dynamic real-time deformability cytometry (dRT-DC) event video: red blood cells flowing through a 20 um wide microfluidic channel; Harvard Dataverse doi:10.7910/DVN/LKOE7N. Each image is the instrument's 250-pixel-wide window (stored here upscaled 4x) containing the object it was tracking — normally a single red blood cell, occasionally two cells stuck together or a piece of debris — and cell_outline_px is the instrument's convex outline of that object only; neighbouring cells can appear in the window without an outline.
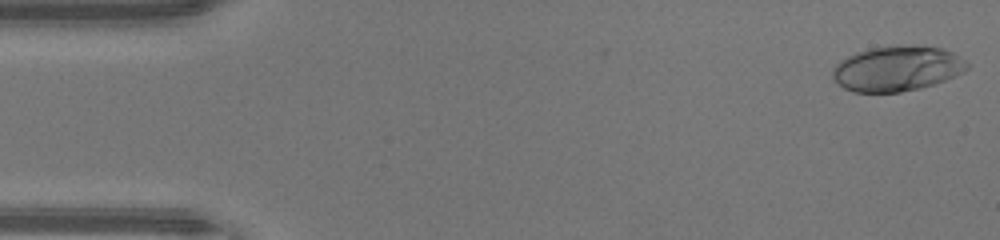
{"species": "human", "species_latin": "Homo sapiens", "temperature_condition": "warm", "stored_images_in_passage": 46, "camera_frame_rate_fps": 3000, "um_per_image_px": 0.085, "donor": {"sex": "male"}, "frame": {"image": 1, "passage_image": 1, "time_ms": 0.0, "image_size_px": [1000, 240], "cell_outline_px": [[968, 68], [964, 72], [944, 80], [920, 88], [900, 92], [852, 92], [844, 88], [832, 76], [832, 68], [840, 60], [856, 52], [872, 48], [900, 44], [940, 48], [952, 52], [964, 60], [968, 64]], "centroid_in_image_um": [76.23, 5.82], "position_along_channel_um": 8.8, "area_um2": 35.26}}
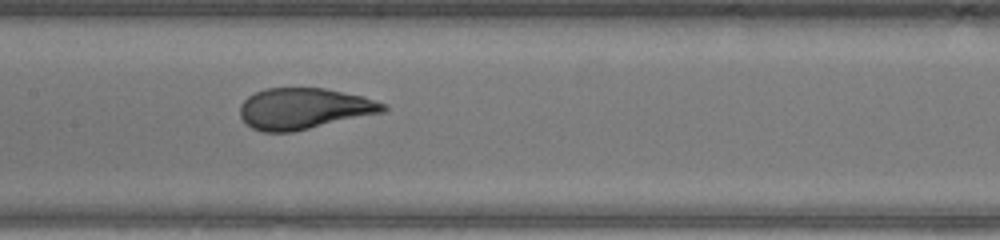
{"frame": {"image": 2, "passage_image": 22, "time_ms": 7.0, "image_size_px": [1000, 240], "cell_outline_px": [[388, 108], [384, 112], [292, 132], [264, 132], [252, 128], [240, 116], [240, 104], [248, 96], [264, 88], [324, 88], [364, 96], [388, 104]], "centroid_in_image_um": [25.86, 9.22], "position_along_channel_um": 181.5, "area_um2": 34.33}}
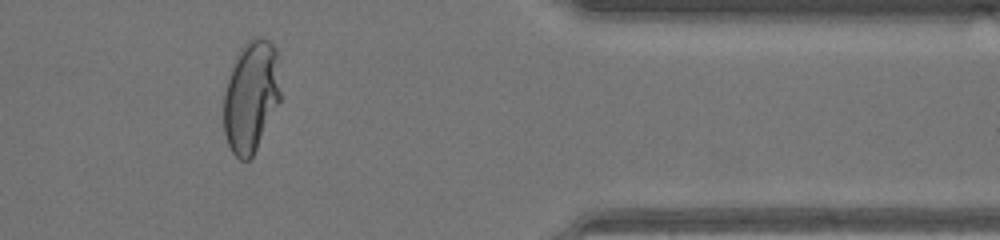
{"frame": {"image": 3, "passage_image": 38, "time_ms": 12.333, "image_size_px": [1000, 240], "cell_outline_px": [[280, 100], [252, 156], [248, 160], [240, 160], [232, 152], [228, 144], [224, 132], [224, 92], [236, 56], [240, 48], [252, 36], [264, 36], [272, 40], [276, 48], [280, 92]], "centroid_in_image_um": [21.34, 8.13], "position_along_channel_um": 390.1, "area_um2": 36.82}, "authors_computed_cell_mechanics": {"area_um2": 35.0557, "velocity_mm_per_s": 4.4088, "shape_relaxation_time_tau1_ms": 5.4501, "shape_relaxation_time_tau2_ms": null, "deformation_change_tau1": 0.2719, "deformation_change_tau2": null}}